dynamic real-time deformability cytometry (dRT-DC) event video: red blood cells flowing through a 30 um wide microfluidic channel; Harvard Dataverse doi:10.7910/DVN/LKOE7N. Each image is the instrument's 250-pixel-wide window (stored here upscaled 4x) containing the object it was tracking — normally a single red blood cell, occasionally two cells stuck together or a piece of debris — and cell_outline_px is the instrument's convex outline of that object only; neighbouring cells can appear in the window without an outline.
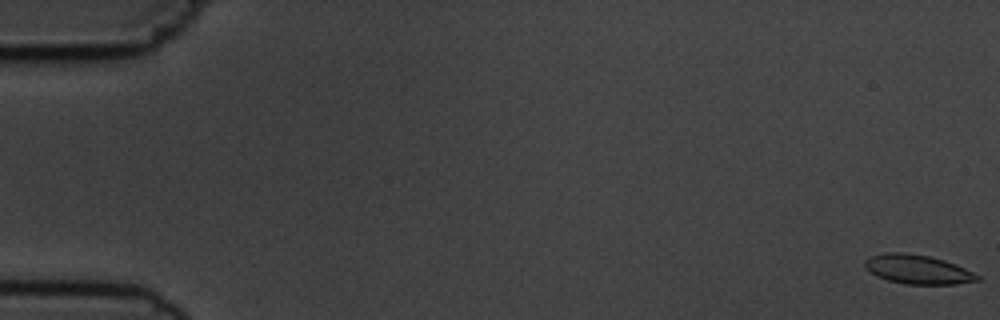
{"species": "common noctule bat (a hibernating species)", "species_latin": "Nyctalus noctula", "temperature_condition": "cold", "stored_images_in_passage": 8, "camera_frame_rate_fps": 3000, "um_per_image_px": 0.085, "animal": {"sex": "male", "body_mass_g": 19.5, "forearm_length_mm": 54.6}, "frame": {"image": 1, "passage_image": 1, "time_ms": 0.0, "image_size_px": [1000, 320], "cell_outline_px": [[980, 280], [956, 284], [904, 284], [888, 280], [876, 276], [864, 268], [864, 260], [872, 256], [884, 252], [904, 252], [928, 256], [944, 260], [964, 268], [980, 276]], "centroid_in_image_um": [77.96, 22.9], "position_along_channel_um": 7.0, "area_um2": 19.07}}
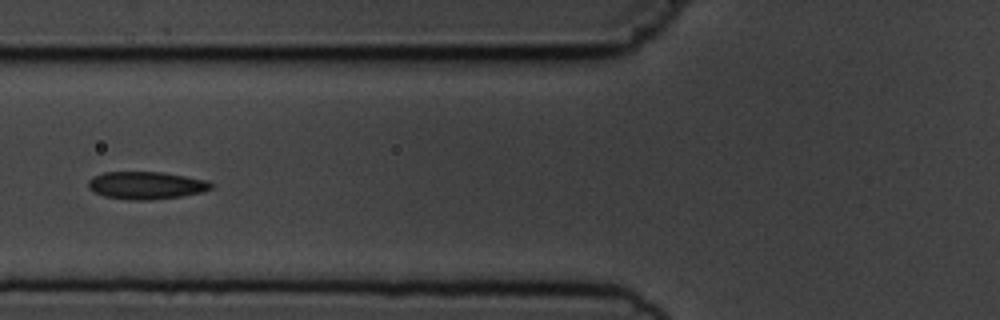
{"frame": {"image": 2, "passage_image": 7, "time_ms": 7.0, "image_size_px": [1000, 320], "cell_outline_px": [[216, 184], [212, 188], [200, 192], [180, 196], [152, 200], [128, 200], [104, 196], [88, 188], [88, 180], [92, 176], [104, 172], [164, 172], [208, 180]], "centroid_in_image_um": [12.43, 15.75], "position_along_channel_um": 113.4, "area_um2": 19.88}}
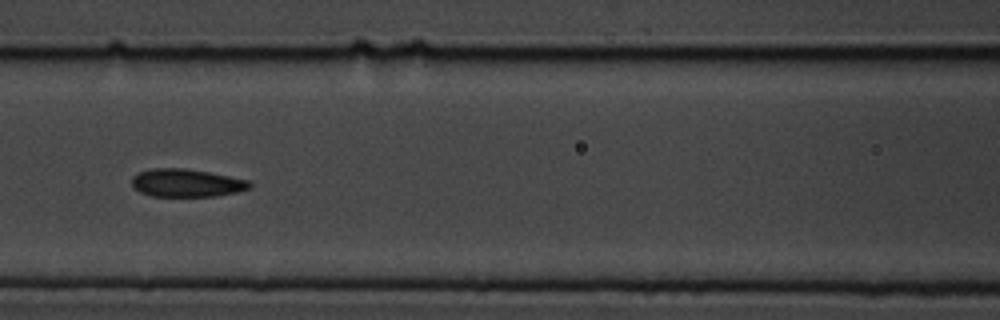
{"frame": {"image": 3, "passage_image": 8, "time_ms": 8.0, "image_size_px": [1000, 320], "cell_outline_px": [[252, 184], [248, 188], [236, 192], [216, 196], [152, 196], [140, 192], [132, 184], [132, 176], [140, 172], [152, 168], [184, 168], [208, 172], [248, 180]], "centroid_in_image_um": [15.83, 15.55], "position_along_channel_um": 150.8, "area_um2": 18.96}}